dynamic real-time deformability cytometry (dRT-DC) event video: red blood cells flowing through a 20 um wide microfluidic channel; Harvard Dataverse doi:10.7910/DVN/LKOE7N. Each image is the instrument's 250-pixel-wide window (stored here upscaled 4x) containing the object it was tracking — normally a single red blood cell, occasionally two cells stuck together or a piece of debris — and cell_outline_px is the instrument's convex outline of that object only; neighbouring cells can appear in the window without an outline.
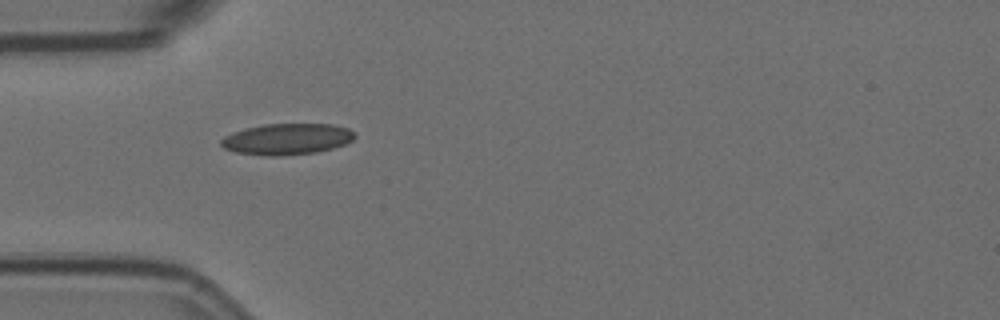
{"species": "Egyptian fruit bat (a non-hibernating species)", "species_latin": "Rousettus aegyptiacus", "temperature_condition": "room temperature", "stored_images_in_passage": 2, "camera_frame_rate_fps": 3000, "um_per_image_px": 0.085, "animal": {"sex": "female"}, "frame": {"image": 1, "passage_image": 1, "time_ms": 0.0, "image_size_px": [1000, 320], "cell_outline_px": [[356, 136], [352, 140], [344, 144], [332, 148], [316, 152], [280, 156], [268, 156], [236, 152], [224, 148], [220, 144], [220, 140], [224, 136], [244, 128], [264, 124], [332, 124], [348, 128]], "centroid_in_image_um": [24.37, 11.82], "position_along_channel_um": 60.6, "area_um2": 24.22}}
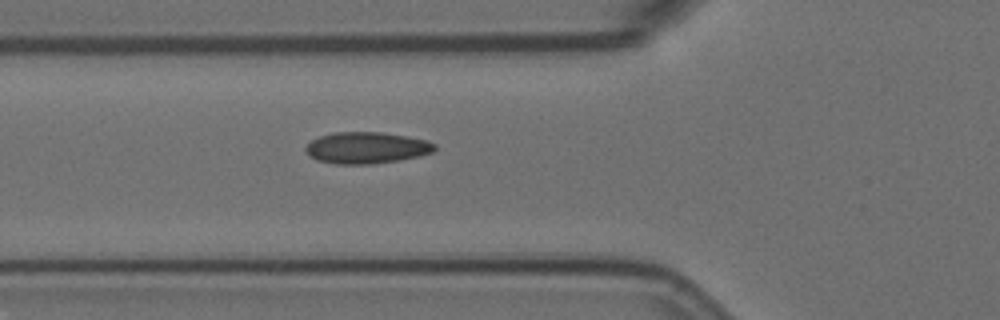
{"frame": {"image": 2, "passage_image": 2, "time_ms": 0.333, "image_size_px": [1000, 320], "cell_outline_px": [[436, 148], [432, 152], [420, 156], [400, 160], [368, 164], [336, 164], [316, 160], [308, 156], [304, 148], [312, 140], [320, 136], [336, 132], [380, 132], [408, 136], [428, 140], [436, 144]], "centroid_in_image_um": [31.16, 12.56], "position_along_channel_um": 94.6, "area_um2": 23.81}}